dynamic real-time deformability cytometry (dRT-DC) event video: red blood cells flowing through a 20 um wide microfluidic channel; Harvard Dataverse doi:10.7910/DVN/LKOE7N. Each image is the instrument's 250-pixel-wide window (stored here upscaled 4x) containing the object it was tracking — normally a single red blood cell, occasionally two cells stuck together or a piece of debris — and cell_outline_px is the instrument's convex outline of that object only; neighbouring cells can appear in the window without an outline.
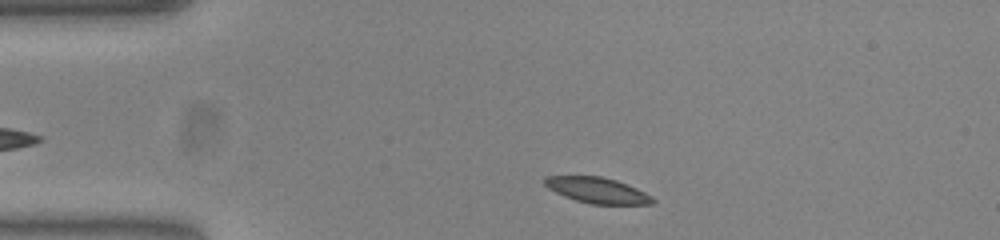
{"species": "common noctule bat (a hibernating species)", "species_latin": "Nyctalus noctula", "temperature_condition": "warm", "stored_images_in_passage": 39, "camera_frame_rate_fps": 3000, "um_per_image_px": 0.085, "animal": {"sex": "female", "body_mass_g": 23.0, "forearm_length_mm": 53.4}, "frame": {"image": 1, "passage_image": 3, "time_ms": 0.667, "image_size_px": [1000, 240], "cell_outline_px": [[656, 200], [652, 204], [592, 204], [576, 200], [564, 196], [548, 188], [544, 184], [544, 176], [600, 176], [616, 180], [636, 188], [652, 196]], "centroid_in_image_um": [50.77, 16.17], "position_along_channel_um": 34.2, "area_um2": 16.07}}
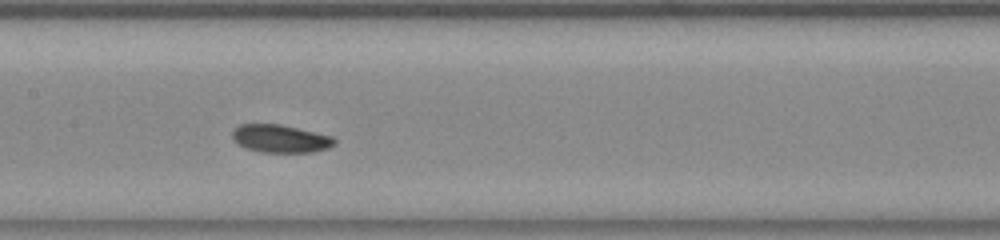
{"frame": {"image": 2, "passage_image": 18, "time_ms": 5.667, "image_size_px": [1000, 240], "cell_outline_px": [[336, 144], [328, 148], [312, 152], [260, 152], [236, 144], [232, 136], [232, 132], [240, 124], [280, 124], [332, 136], [336, 140]], "centroid_in_image_um": [23.84, 11.79], "position_along_channel_um": 183.6, "area_um2": 16.53}}
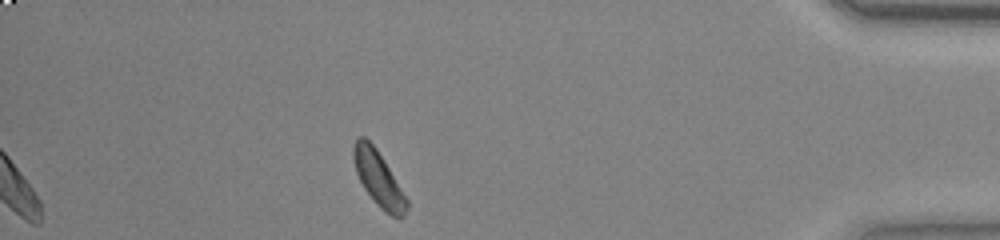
{"frame": {"image": 3, "passage_image": 39, "time_ms": 12.667, "image_size_px": [1000, 240], "cell_outline_px": [[408, 208], [404, 216], [400, 220], [384, 212], [376, 204], [364, 188], [356, 172], [352, 156], [352, 148], [356, 136], [364, 136], [376, 148], [384, 160], [408, 200]], "centroid_in_image_um": [32.16, 15.2], "position_along_channel_um": 403.0, "area_um2": 17.17}, "authors_computed_cell_mechanics": {"area_um2": 16.6464, "velocity_mm_per_s": 3.8113, "shape_relaxation_time_tau1_ms": null, "shape_relaxation_time_tau2_ms": 8.4825, "deformation_change_tau1": null, "deformation_change_tau2": 0.1397}}